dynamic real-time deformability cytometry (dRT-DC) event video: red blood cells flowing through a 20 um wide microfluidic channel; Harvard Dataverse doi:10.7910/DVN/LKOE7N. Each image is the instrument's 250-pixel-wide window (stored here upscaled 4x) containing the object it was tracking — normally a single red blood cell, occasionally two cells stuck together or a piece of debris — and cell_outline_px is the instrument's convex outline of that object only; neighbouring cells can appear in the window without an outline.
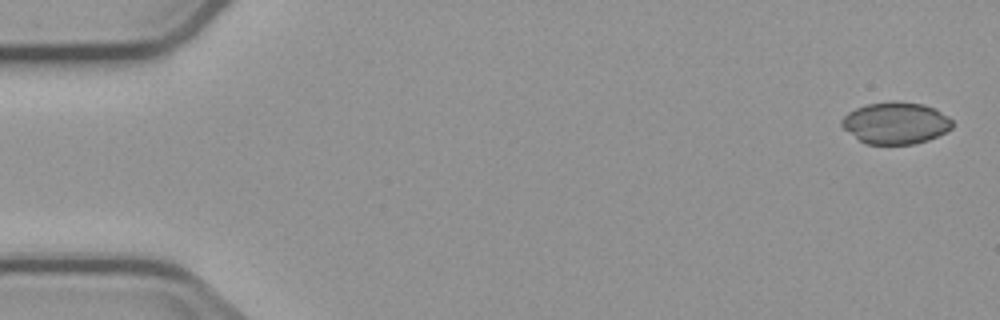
{"species": "common noctule bat (a hibernating species)", "species_latin": "Nyctalus noctula", "temperature_condition": "cold", "stored_images_in_passage": 4, "camera_frame_rate_fps": 3000, "um_per_image_px": 0.085, "animal": {"sex": "male", "body_mass_g": 23.1, "forearm_length_mm": 52.7}, "frame": {"image": 1, "passage_image": 1, "time_ms": 0.0, "image_size_px": [1000, 320], "cell_outline_px": [[952, 128], [928, 140], [912, 144], [868, 144], [860, 140], [844, 128], [840, 124], [840, 120], [848, 112], [856, 108], [868, 104], [892, 100], [896, 100], [924, 104], [948, 116], [952, 120]], "centroid_in_image_um": [76.12, 10.44], "position_along_channel_um": 8.9, "area_um2": 26.82}}